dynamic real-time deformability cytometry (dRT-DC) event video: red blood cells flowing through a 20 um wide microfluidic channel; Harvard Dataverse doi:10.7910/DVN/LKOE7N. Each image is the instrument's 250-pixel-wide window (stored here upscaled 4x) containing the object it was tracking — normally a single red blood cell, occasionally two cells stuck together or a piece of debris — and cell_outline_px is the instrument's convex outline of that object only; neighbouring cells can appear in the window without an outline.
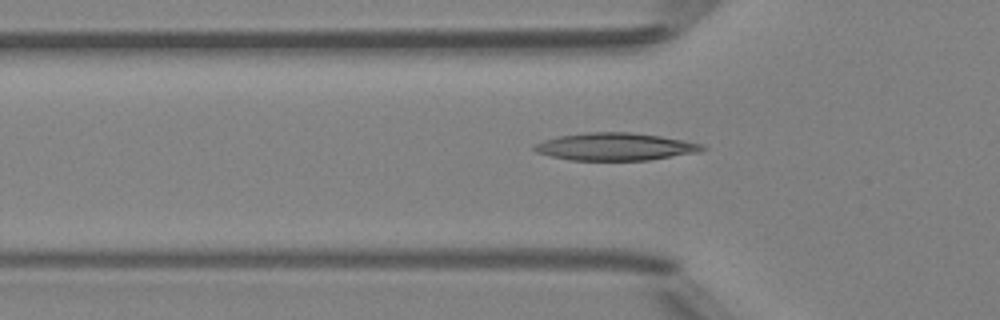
{"species": "Egyptian fruit bat (a non-hibernating species)", "species_latin": "Rousettus aegyptiacus", "temperature_condition": "room temperature", "stored_images_in_passage": 35, "camera_frame_rate_fps": 3000, "um_per_image_px": 0.085, "animal": {"sex": "female"}, "frame": {"image": 1, "passage_image": 5, "time_ms": 1.333, "image_size_px": [1000, 320], "cell_outline_px": [[708, 148], [700, 152], [648, 160], [568, 160], [536, 152], [532, 148], [536, 144], [544, 140], [560, 136], [588, 132], [632, 132], [660, 136], [684, 140], [704, 144]], "centroid_in_image_um": [52.35, 12.47], "position_along_channel_um": 73.5, "area_um2": 26.93}}
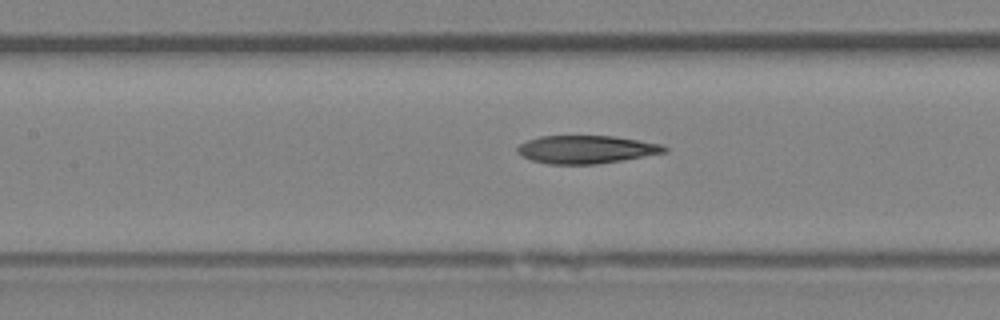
{"frame": {"image": 2, "passage_image": 11, "time_ms": 3.333, "image_size_px": [1000, 320], "cell_outline_px": [[668, 152], [596, 164], [548, 164], [532, 160], [516, 152], [516, 148], [520, 144], [528, 140], [540, 136], [612, 136], [660, 144], [668, 148]], "centroid_in_image_um": [49.8, 12.7], "position_along_channel_um": 157.6, "area_um2": 23.7}}
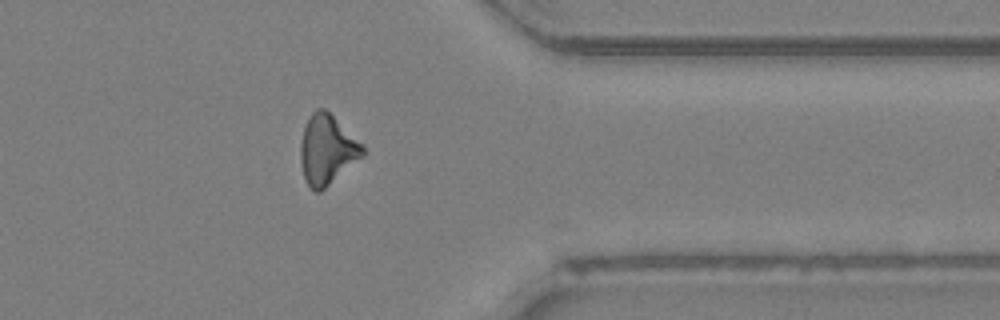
{"frame": {"image": 3, "passage_image": 28, "time_ms": 9.0, "image_size_px": [1000, 320], "cell_outline_px": [[364, 156], [320, 192], [316, 192], [308, 184], [304, 176], [300, 160], [300, 144], [304, 128], [312, 112], [316, 108], [324, 108], [364, 144]], "centroid_in_image_um": [27.82, 12.72], "position_along_channel_um": 383.6, "area_um2": 25.09}}